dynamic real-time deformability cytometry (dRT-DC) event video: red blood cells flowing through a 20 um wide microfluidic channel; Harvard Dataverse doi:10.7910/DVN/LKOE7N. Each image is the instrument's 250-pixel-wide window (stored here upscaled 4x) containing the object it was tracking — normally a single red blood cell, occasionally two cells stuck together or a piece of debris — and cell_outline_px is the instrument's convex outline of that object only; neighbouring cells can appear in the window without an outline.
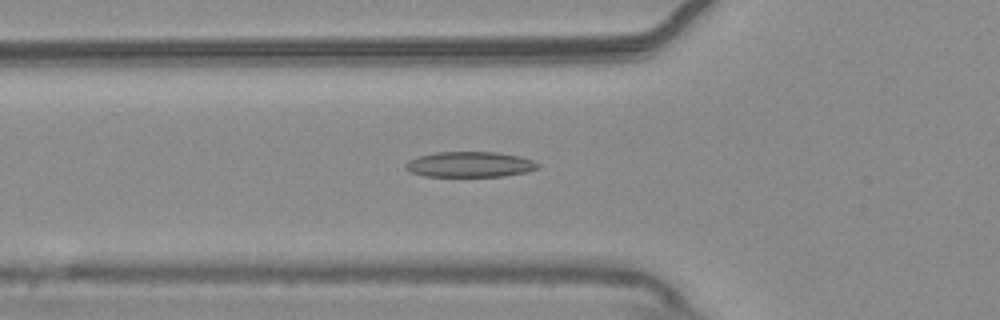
{"species": "common noctule bat (a hibernating species)", "species_latin": "Nyctalus noctula", "temperature_condition": "warm", "stored_images_in_passage": 44, "camera_frame_rate_fps": 3000, "um_per_image_px": 0.085, "animal": {"sex": "male", "body_mass_g": 20.4}, "frame": {"image": 1, "passage_image": 11, "time_ms": 3.333, "image_size_px": [1000, 320], "cell_outline_px": [[540, 164], [536, 168], [528, 172], [504, 176], [424, 176], [412, 172], [404, 168], [404, 164], [408, 160], [420, 156], [436, 152], [496, 152], [520, 156], [532, 160]], "centroid_in_image_um": [39.93, 13.97], "position_along_channel_um": 85.9, "area_um2": 19.59}}
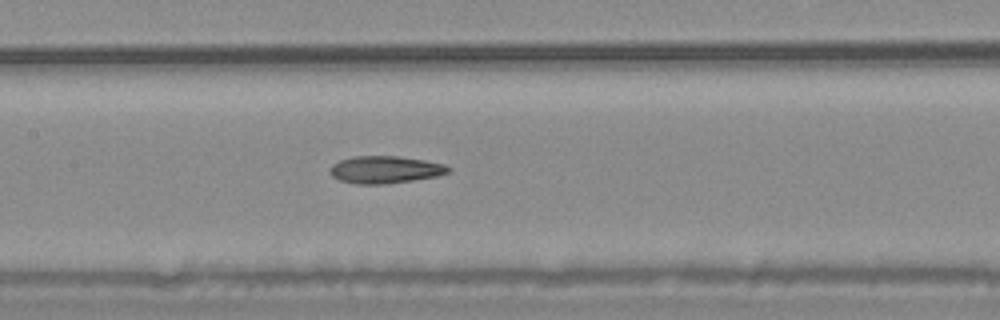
{"frame": {"image": 2, "passage_image": 18, "time_ms": 5.667, "image_size_px": [1000, 320], "cell_outline_px": [[452, 168], [448, 172], [436, 176], [412, 180], [384, 184], [356, 184], [340, 180], [332, 176], [328, 172], [328, 168], [332, 164], [340, 160], [356, 156], [396, 156], [424, 160], [444, 164]], "centroid_in_image_um": [32.69, 14.42], "position_along_channel_um": 174.7, "area_um2": 18.79}}
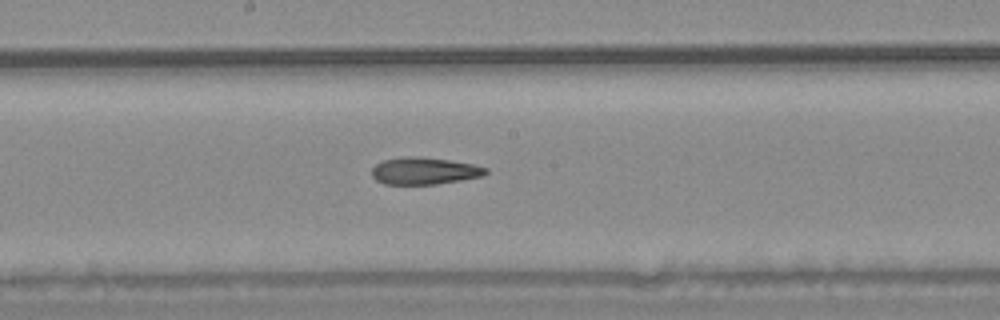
{"frame": {"image": 3, "passage_image": 21, "time_ms": 6.667, "image_size_px": [1000, 320], "cell_outline_px": [[488, 172], [484, 176], [436, 184], [384, 184], [376, 180], [372, 176], [372, 168], [376, 164], [384, 160], [448, 160], [472, 164], [488, 168]], "centroid_in_image_um": [36.12, 14.59], "position_along_channel_um": 212.1, "area_um2": 16.82}}